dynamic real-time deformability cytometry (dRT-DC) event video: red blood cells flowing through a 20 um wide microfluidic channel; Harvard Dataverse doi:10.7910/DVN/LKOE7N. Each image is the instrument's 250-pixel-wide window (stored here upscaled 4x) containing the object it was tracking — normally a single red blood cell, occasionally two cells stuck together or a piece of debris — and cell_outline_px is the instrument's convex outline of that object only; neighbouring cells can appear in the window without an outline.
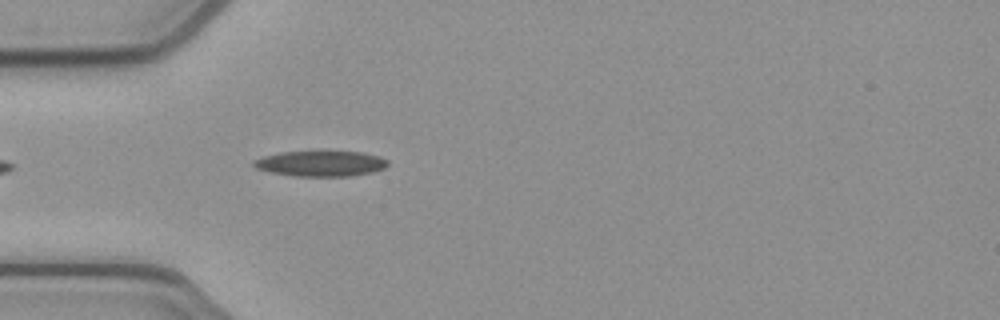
{"species": "common noctule bat (a hibernating species)", "species_latin": "Nyctalus noctula", "temperature_condition": "cold", "stored_images_in_passage": 40, "camera_frame_rate_fps": 3000, "um_per_image_px": 0.085, "animal": {"sex": "female", "body_mass_g": 21.9}, "frame": {"image": 1, "passage_image": 3, "time_ms": 0.667, "image_size_px": [1000, 320], "cell_outline_px": [[388, 164], [384, 168], [372, 172], [348, 176], [296, 176], [268, 172], [256, 168], [252, 164], [252, 160], [264, 156], [280, 152], [360, 152], [380, 156], [388, 160]], "centroid_in_image_um": [27.24, 13.91], "position_along_channel_um": 57.8, "area_um2": 19.83}}
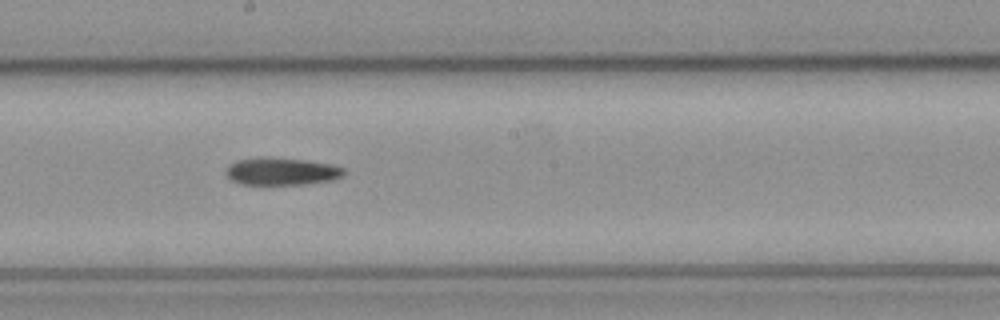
{"frame": {"image": 2, "passage_image": 16, "time_ms": 5.0, "image_size_px": [1000, 320], "cell_outline_px": [[344, 176], [332, 180], [304, 184], [240, 184], [232, 180], [224, 172], [228, 164], [236, 160], [260, 156], [264, 156], [304, 160], [332, 164], [344, 168]], "centroid_in_image_um": [23.9, 14.55], "position_along_channel_um": 224.3, "area_um2": 19.07}}
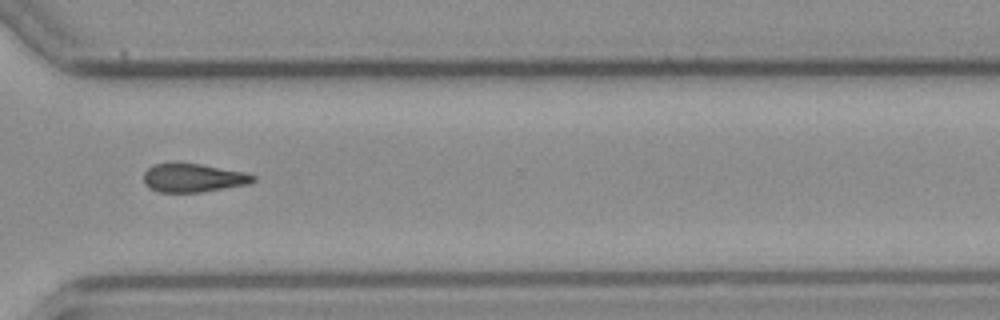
{"frame": {"image": 3, "passage_image": 26, "time_ms": 8.333, "image_size_px": [1000, 320], "cell_outline_px": [[256, 180], [248, 184], [200, 192], [160, 192], [148, 188], [144, 184], [144, 172], [152, 164], [200, 164], [244, 172], [256, 176]], "centroid_in_image_um": [16.41, 15.13], "position_along_channel_um": 354.2, "area_um2": 17.98}, "authors_computed_cell_mechanics": {"area_um2": 18.785, "velocity_mm_per_s": 3.9076, "shape_relaxation_time_tau1_ms": null, "shape_relaxation_time_tau2_ms": 6.4311, "deformation_change_tau1": null, "deformation_change_tau2": 0.1757}}